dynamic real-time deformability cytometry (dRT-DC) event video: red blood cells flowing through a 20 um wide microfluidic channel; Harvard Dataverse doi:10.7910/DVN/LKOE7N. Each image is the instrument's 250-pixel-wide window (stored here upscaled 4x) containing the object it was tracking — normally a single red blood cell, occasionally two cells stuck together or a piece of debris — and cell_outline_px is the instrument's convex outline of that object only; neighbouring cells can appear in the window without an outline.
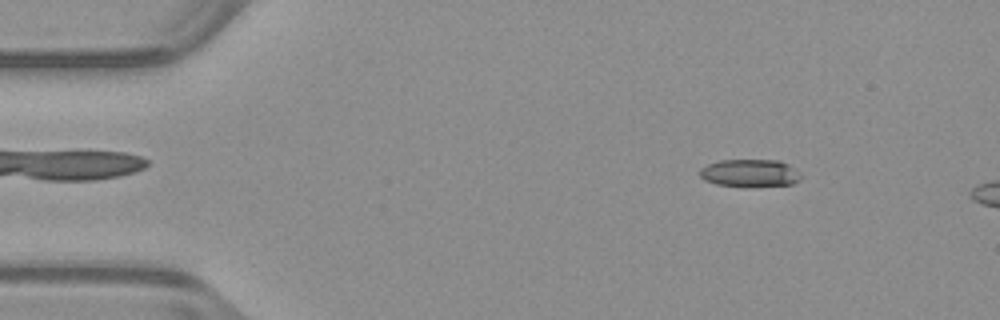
{"species": "common noctule bat (a hibernating species)", "species_latin": "Nyctalus noctula", "temperature_condition": "warm", "stored_images_in_passage": 10, "camera_frame_rate_fps": 3000, "um_per_image_px": 0.085, "animal": {"sex": "male", "body_mass_g": 23.1, "forearm_length_mm": 52.7}, "frame": {"image": 1, "passage_image": 6, "time_ms": 1.667, "image_size_px": [1000, 320], "cell_outline_px": [[804, 176], [800, 180], [792, 184], [716, 184], [704, 180], [700, 176], [700, 168], [708, 164], [720, 160], [780, 160], [788, 164], [800, 172]], "centroid_in_image_um": [63.77, 14.66], "position_along_channel_um": 21.2, "area_um2": 15.66}}